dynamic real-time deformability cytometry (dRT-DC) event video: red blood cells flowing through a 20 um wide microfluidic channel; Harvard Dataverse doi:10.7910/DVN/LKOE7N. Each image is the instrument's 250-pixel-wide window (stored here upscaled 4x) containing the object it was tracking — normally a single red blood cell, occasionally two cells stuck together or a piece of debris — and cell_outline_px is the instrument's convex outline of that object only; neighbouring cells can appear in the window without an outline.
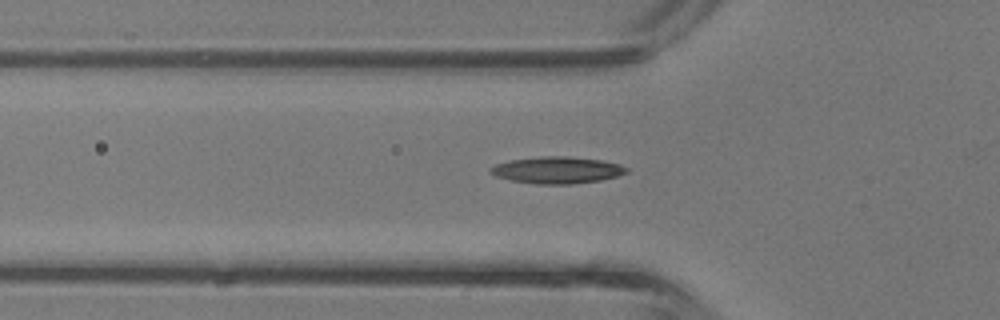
{"species": "common noctule bat (a hibernating species)", "species_latin": "Nyctalus noctula", "temperature_condition": "room temperature", "stored_images_in_passage": 31, "segment_of_instrument_passage": [1, 2], "camera_frame_rate_fps": 3000, "um_per_image_px": 0.085, "animal": {"sex": "male", "body_mass_g": 13.3}, "frame": {"image": 1, "passage_image": 2, "time_ms": 0.333, "image_size_px": [1000, 320], "cell_outline_px": [[628, 172], [616, 176], [600, 180], [572, 184], [536, 184], [512, 180], [496, 176], [488, 172], [488, 168], [496, 164], [512, 160], [540, 156], [568, 156], [600, 160], [620, 164], [628, 168]], "centroid_in_image_um": [47.34, 14.45], "position_along_channel_um": 78.5, "area_um2": 21.15}}
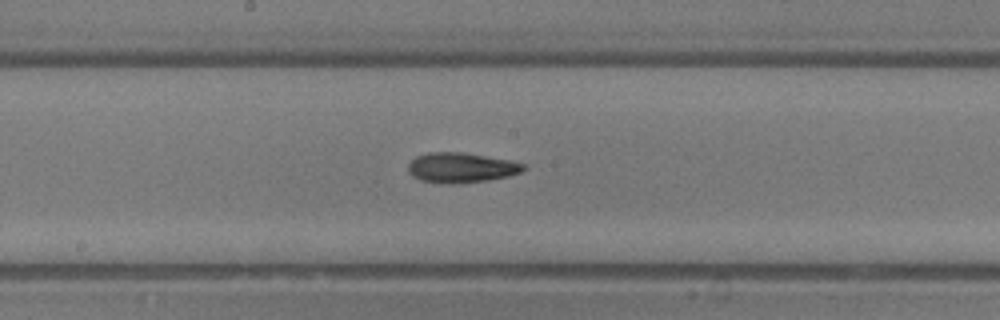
{"frame": {"image": 2, "passage_image": 10, "time_ms": 3.0, "image_size_px": [1000, 320], "cell_outline_px": [[524, 168], [520, 172], [508, 176], [488, 180], [456, 184], [440, 184], [420, 180], [412, 176], [408, 172], [408, 164], [416, 156], [428, 152], [464, 152], [508, 160], [524, 164]], "centroid_in_image_um": [39.13, 14.26], "position_along_channel_um": 209.1, "area_um2": 20.23}}
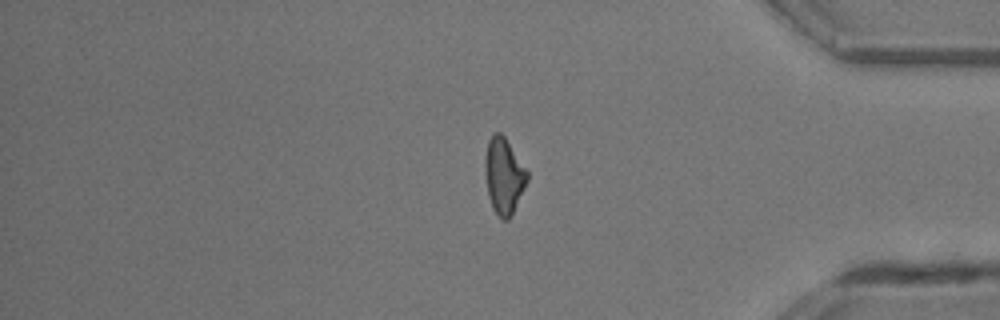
{"frame": {"image": 3, "passage_image": 23, "time_ms": 7.333, "image_size_px": [1000, 320], "cell_outline_px": [[528, 180], [512, 216], [508, 220], [500, 220], [492, 208], [488, 196], [484, 172], [484, 160], [488, 140], [496, 132], [500, 132], [504, 136], [528, 172]], "centroid_in_image_um": [42.81, 15.0], "position_along_channel_um": 392.4, "area_um2": 18.84}}